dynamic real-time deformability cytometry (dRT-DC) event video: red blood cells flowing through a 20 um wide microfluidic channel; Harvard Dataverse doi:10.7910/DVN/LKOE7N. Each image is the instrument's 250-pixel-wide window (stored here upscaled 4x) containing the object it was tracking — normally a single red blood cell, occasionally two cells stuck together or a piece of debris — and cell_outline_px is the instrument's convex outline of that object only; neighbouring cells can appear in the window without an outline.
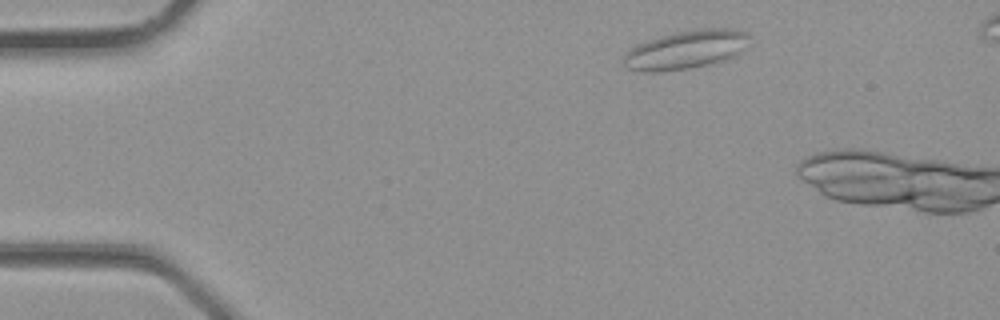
{"species": "common noctule bat (a hibernating species)", "species_latin": "Nyctalus noctula", "temperature_condition": "room temperature", "stored_images_in_passage": 5, "camera_frame_rate_fps": 3000, "um_per_image_px": 0.085, "animal": {"sex": "male", "body_mass_g": 23.1, "forearm_length_mm": 52.7}, "frame": {"image": 1, "passage_image": 2, "time_ms": 0.333, "image_size_px": [1000, 320], "cell_outline_px": [[748, 36], [744, 48], [736, 56], [708, 64], [688, 68], [660, 72], [640, 72], [628, 68], [624, 64], [624, 56], [628, 48], [636, 44], [676, 32], [704, 28], [732, 28], [744, 32]], "centroid_in_image_um": [58.26, 4.23], "position_along_channel_um": 26.7, "area_um2": 27.98}}